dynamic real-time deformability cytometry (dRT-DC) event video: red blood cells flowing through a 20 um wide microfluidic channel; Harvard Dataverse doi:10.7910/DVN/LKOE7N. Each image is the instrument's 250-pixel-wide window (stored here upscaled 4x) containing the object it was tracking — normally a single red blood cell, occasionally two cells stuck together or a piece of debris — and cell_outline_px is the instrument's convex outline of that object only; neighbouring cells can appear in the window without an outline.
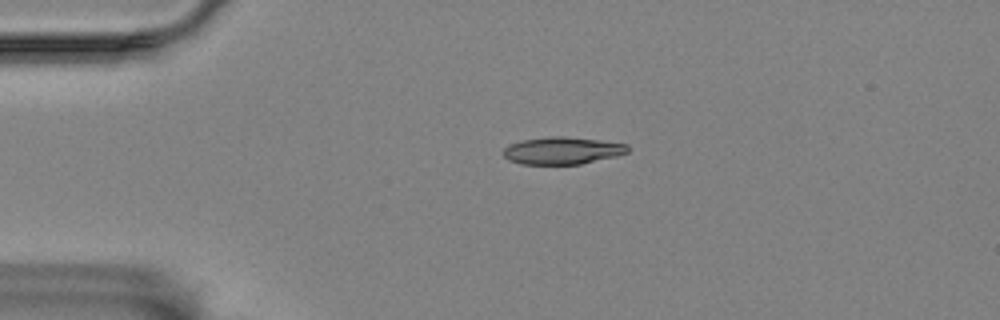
{"species": "Egyptian fruit bat (a non-hibernating species)", "species_latin": "Rousettus aegyptiacus", "temperature_condition": "room temperature", "stored_images_in_passage": 44, "camera_frame_rate_fps": 3000, "um_per_image_px": 0.085, "animal": {"sex": "female"}, "frame": {"image": 1, "passage_image": 1, "time_ms": 0.0, "image_size_px": [1000, 320], "cell_outline_px": [[628, 152], [616, 156], [580, 164], [520, 164], [508, 160], [504, 156], [504, 148], [520, 140], [548, 136], [564, 136], [600, 140], [628, 144]], "centroid_in_image_um": [47.79, 12.79], "position_along_channel_um": 37.2, "area_um2": 19.77}}
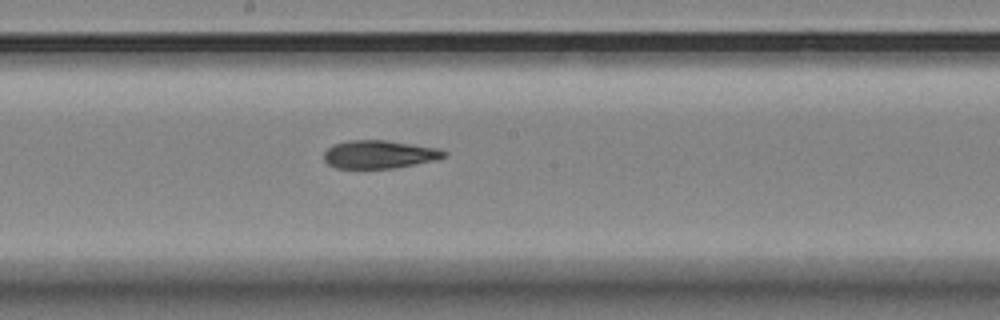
{"frame": {"image": 2, "passage_image": 19, "time_ms": 6.0, "image_size_px": [1000, 320], "cell_outline_px": [[448, 156], [436, 160], [396, 168], [336, 168], [328, 164], [324, 160], [324, 152], [332, 144], [348, 140], [388, 140], [440, 148], [448, 152]], "centroid_in_image_um": [32.28, 13.11], "position_along_channel_um": 215.9, "area_um2": 20.0}}
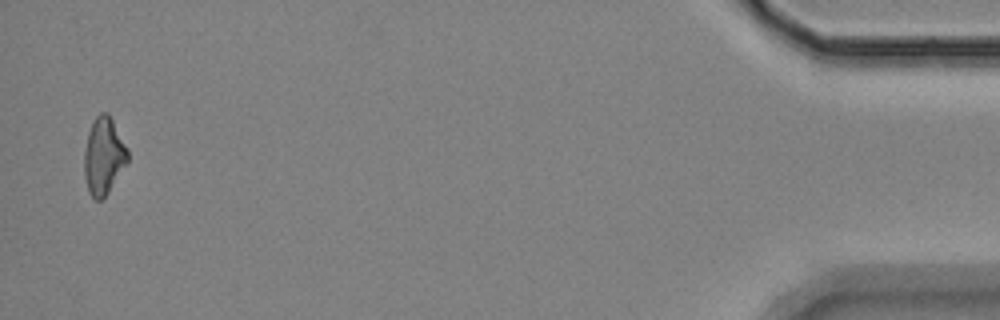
{"frame": {"image": 3, "passage_image": 44, "time_ms": 14.333, "image_size_px": [1000, 320], "cell_outline_px": [[128, 164], [108, 192], [100, 200], [96, 200], [88, 192], [84, 176], [84, 152], [88, 132], [96, 116], [100, 112], [108, 112], [128, 148]], "centroid_in_image_um": [8.82, 13.26], "position_along_channel_um": 426.4, "area_um2": 19.65}, "authors_computed_cell_mechanics": {"area_um2": 19.8254, "velocity_mm_per_s": 3.5282, "shape_relaxation_time_tau1_ms": 4.2696, "shape_relaxation_time_tau2_ms": 5.6605, "deformation_change_tau1": 0.1503, "deformation_change_tau2": 0.1466}}